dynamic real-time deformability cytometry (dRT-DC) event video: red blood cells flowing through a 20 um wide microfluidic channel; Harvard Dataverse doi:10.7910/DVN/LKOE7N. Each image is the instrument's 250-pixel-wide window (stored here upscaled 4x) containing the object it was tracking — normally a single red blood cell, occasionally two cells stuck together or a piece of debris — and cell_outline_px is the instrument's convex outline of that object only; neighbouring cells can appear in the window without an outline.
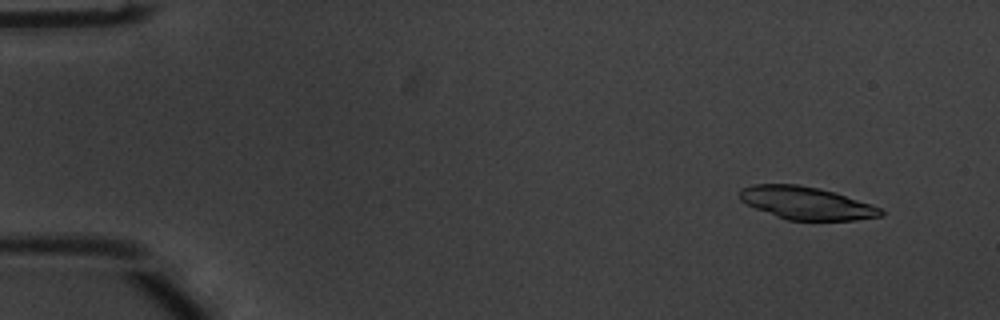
{"species": "common noctule bat (a hibernating species)", "species_latin": "Nyctalus noctula", "temperature_condition": "warm", "stored_images_in_passage": 18, "camera_frame_rate_fps": 3000, "um_per_image_px": 0.085, "animal": {"sex": "male", "body_mass_g": 20.1, "forearm_length_mm": 53.5}, "frame": {"image": 1, "passage_image": 5, "time_ms": 1.333, "image_size_px": [1000, 320], "cell_outline_px": [[880, 212], [876, 216], [848, 220], [792, 220], [780, 216], [760, 208], [744, 200], [748, 188], [760, 184], [788, 184], [812, 188], [832, 192], [868, 204], [876, 208]], "centroid_in_image_um": [68.61, 17.28], "position_along_channel_um": 16.4, "area_um2": 24.28}}
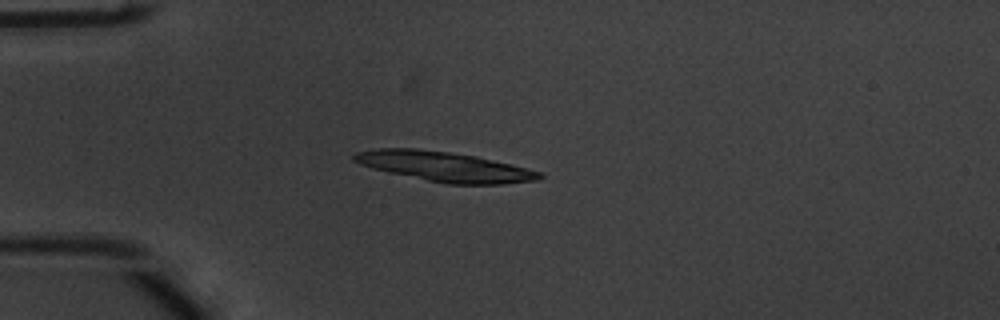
{"frame": {"image": 2, "passage_image": 15, "time_ms": 4.667, "image_size_px": [1000, 320], "cell_outline_px": [[540, 176], [524, 180], [492, 184], [456, 184], [432, 180], [396, 172], [380, 168], [356, 160], [356, 156], [364, 152], [396, 148], [400, 148], [440, 152], [468, 156], [504, 164], [536, 172]], "centroid_in_image_um": [37.8, 14.17], "position_along_channel_um": 47.2, "area_um2": 28.09}}